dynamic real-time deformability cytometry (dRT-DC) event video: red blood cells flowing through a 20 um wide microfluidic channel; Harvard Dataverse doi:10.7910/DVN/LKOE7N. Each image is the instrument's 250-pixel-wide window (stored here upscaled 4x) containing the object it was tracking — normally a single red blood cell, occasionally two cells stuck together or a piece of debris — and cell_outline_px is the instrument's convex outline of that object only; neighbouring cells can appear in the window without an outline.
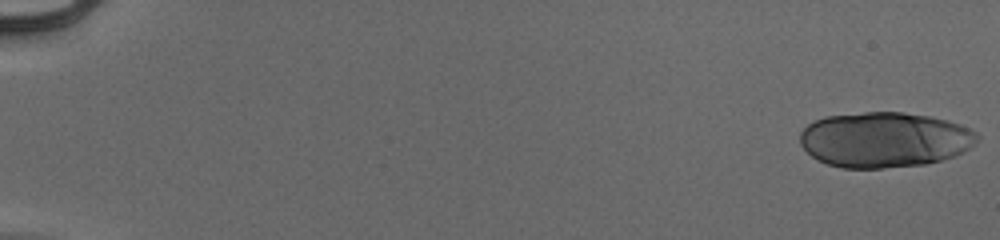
{"species": "human", "species_latin": "Homo sapiens", "temperature_condition": "cold", "stored_images_in_passage": 54, "segment_of_instrument_passage": [1, 2], "camera_frame_rate_fps": 3000, "um_per_image_px": 0.085, "donor": {"sex": "male"}, "frame": {"image": 1, "passage_image": 1, "time_ms": 0.0, "image_size_px": [1000, 240], "cell_outline_px": [[980, 136], [968, 148], [952, 156], [940, 160], [924, 164], [880, 168], [840, 168], [828, 164], [812, 156], [800, 144], [800, 132], [808, 124], [816, 120], [828, 116], [864, 112], [904, 112], [928, 116], [960, 124], [976, 132]], "centroid_in_image_um": [75.15, 11.87], "position_along_channel_um": 9.9, "area_um2": 56.64}}
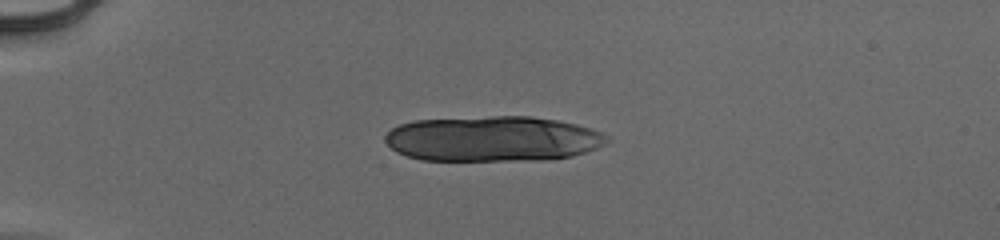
{"frame": {"image": 2, "passage_image": 15, "time_ms": 4.667, "image_size_px": [1000, 240], "cell_outline_px": [[608, 140], [604, 144], [596, 148], [572, 156], [544, 160], [420, 160], [396, 152], [384, 140], [384, 136], [392, 128], [400, 124], [416, 120], [492, 116], [532, 116], [556, 120], [576, 124], [600, 132], [608, 136]], "centroid_in_image_um": [41.86, 11.8], "position_along_channel_um": 43.1, "area_um2": 58.55}}